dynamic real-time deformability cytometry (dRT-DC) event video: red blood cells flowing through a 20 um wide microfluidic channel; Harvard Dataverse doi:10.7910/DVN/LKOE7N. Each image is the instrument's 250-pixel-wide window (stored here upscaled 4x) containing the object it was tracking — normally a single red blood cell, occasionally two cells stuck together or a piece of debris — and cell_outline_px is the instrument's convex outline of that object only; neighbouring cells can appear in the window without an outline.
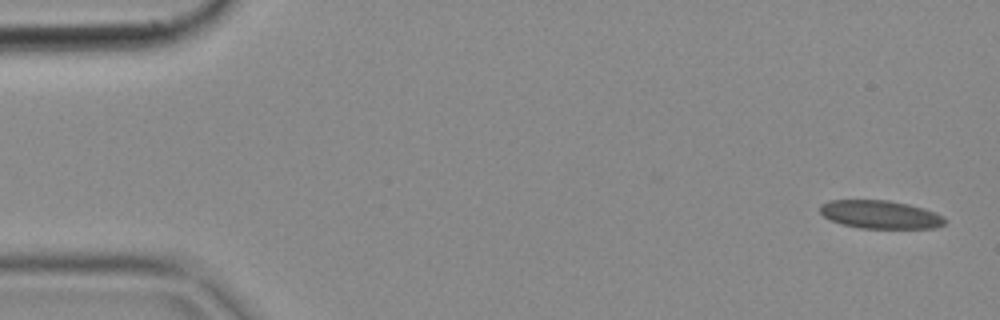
{"species": "common noctule bat (a hibernating species)", "species_latin": "Nyctalus noctula", "temperature_condition": "cold", "stored_images_in_passage": 4, "camera_frame_rate_fps": 3000, "um_per_image_px": 0.085, "animal": {"sex": "female", "body_mass_g": 18.4}, "frame": {"image": 1, "passage_image": 1, "time_ms": 0.0, "image_size_px": [1000, 320], "cell_outline_px": [[948, 220], [944, 224], [936, 228], [860, 228], [840, 224], [824, 216], [820, 212], [820, 204], [828, 200], [888, 200], [908, 204], [924, 208], [944, 216]], "centroid_in_image_um": [74.84, 18.23], "position_along_channel_um": 10.2, "area_um2": 20.63}}
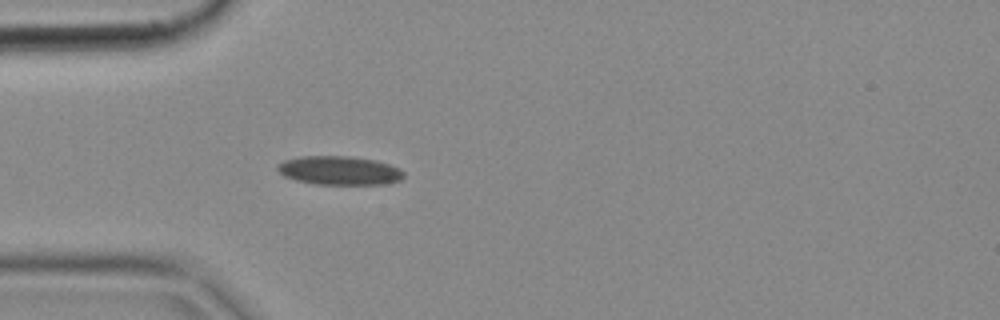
{"frame": {"image": 2, "passage_image": 4, "time_ms": 1.0, "image_size_px": [1000, 320], "cell_outline_px": [[404, 176], [400, 180], [384, 184], [316, 184], [296, 180], [284, 176], [276, 168], [276, 164], [284, 160], [300, 156], [348, 156], [376, 160], [400, 168], [404, 172]], "centroid_in_image_um": [28.83, 14.48], "position_along_channel_um": 56.2, "area_um2": 21.21}}